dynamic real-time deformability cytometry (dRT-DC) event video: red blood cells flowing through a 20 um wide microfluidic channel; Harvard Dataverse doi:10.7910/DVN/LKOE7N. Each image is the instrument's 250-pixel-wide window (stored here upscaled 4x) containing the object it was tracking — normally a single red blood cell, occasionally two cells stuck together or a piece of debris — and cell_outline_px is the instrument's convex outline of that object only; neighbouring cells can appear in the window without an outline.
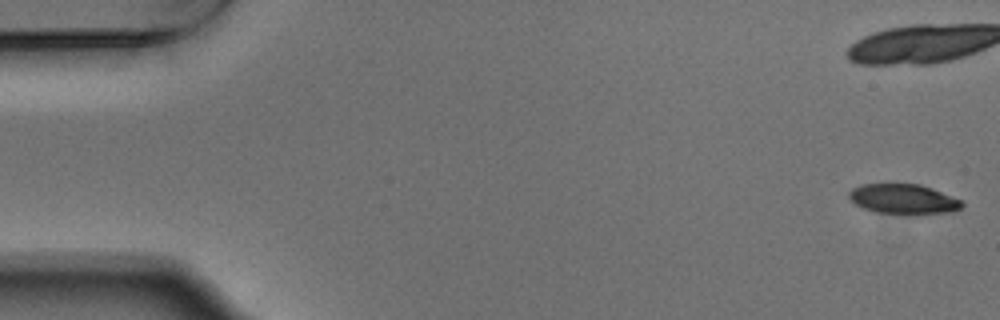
{"species": "Egyptian fruit bat (a non-hibernating species)", "species_latin": "Rousettus aegyptiacus", "temperature_condition": "warm", "stored_images_in_passage": 9, "camera_frame_rate_fps": 3000, "um_per_image_px": 0.085, "animal": {"sex": "male"}, "frame": {"image": 1, "passage_image": 1, "time_ms": 0.0, "image_size_px": [1000, 320], "cell_outline_px": [[964, 204], [960, 208], [952, 212], [916, 216], [908, 216], [876, 212], [864, 208], [856, 204], [848, 196], [848, 192], [852, 188], [864, 184], [920, 184], [932, 188], [960, 200]], "centroid_in_image_um": [76.81, 16.96], "position_along_channel_um": 8.2, "area_um2": 20.11}}